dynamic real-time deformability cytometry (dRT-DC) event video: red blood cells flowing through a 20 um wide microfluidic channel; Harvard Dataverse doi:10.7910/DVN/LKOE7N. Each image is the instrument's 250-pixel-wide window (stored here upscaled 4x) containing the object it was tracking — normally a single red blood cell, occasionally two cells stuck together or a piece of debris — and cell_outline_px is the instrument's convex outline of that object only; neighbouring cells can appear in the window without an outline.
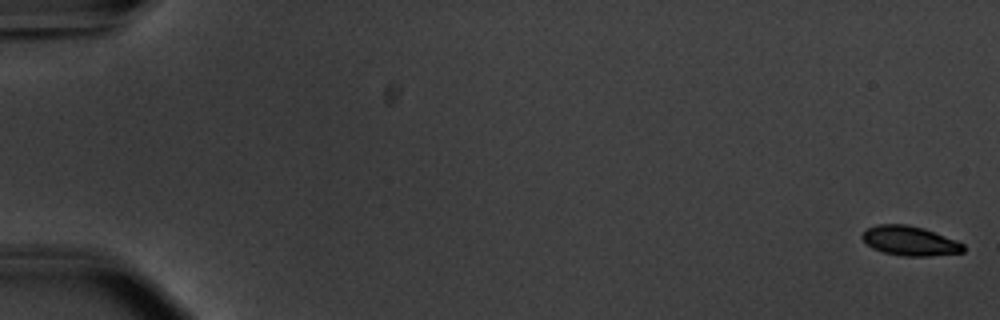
{"species": "common noctule bat (a hibernating species)", "species_latin": "Nyctalus noctula", "temperature_condition": "warm", "stored_images_in_passage": 56, "camera_frame_rate_fps": 3000, "um_per_image_px": 0.085, "animal": {"sex": "male", "body_mass_g": 20.1, "forearm_length_mm": 53.5}, "frame": {"image": 1, "passage_image": 1, "time_ms": 0.0, "image_size_px": [1000, 320], "cell_outline_px": [[964, 252], [928, 256], [904, 256], [884, 252], [872, 248], [860, 236], [868, 228], [876, 224], [908, 224], [924, 228], [956, 240], [964, 244]], "centroid_in_image_um": [77.34, 20.46], "position_along_channel_um": 7.7, "area_um2": 17.34}}
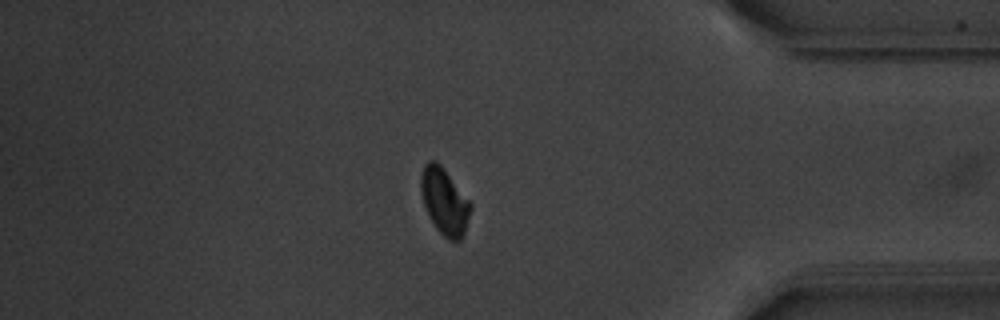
{"frame": {"image": 2, "passage_image": 48, "time_ms": 15.667, "image_size_px": [1000, 320], "cell_outline_px": [[472, 208], [464, 236], [460, 240], [448, 240], [436, 228], [428, 216], [424, 204], [420, 188], [420, 176], [424, 164], [428, 160], [436, 160], [440, 164], [472, 204]], "centroid_in_image_um": [37.78, 17.12], "position_along_channel_um": 397.4, "area_um2": 19.31}}
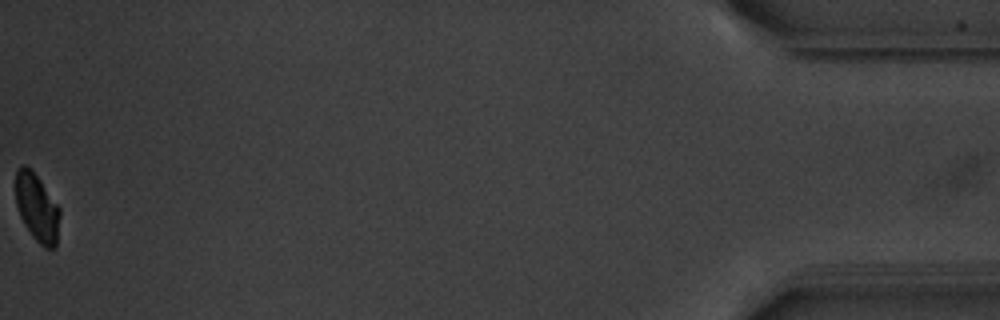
{"frame": {"image": 3, "passage_image": 56, "time_ms": 18.333, "image_size_px": [1000, 320], "cell_outline_px": [[60, 216], [56, 248], [44, 248], [32, 236], [24, 224], [20, 216], [16, 204], [16, 168], [20, 164], [24, 164], [32, 168], [60, 208]], "centroid_in_image_um": [3.14, 17.62], "position_along_channel_um": 432.1, "area_um2": 17.74}, "authors_computed_cell_mechanics": {"area_um2": 18.8428, "velocity_mm_per_s": 3.7309, "shape_relaxation_time_tau1_ms": 2.4217, "shape_relaxation_time_tau2_ms": null, "deformation_change_tau1": 0.1002, "deformation_change_tau2": null}}